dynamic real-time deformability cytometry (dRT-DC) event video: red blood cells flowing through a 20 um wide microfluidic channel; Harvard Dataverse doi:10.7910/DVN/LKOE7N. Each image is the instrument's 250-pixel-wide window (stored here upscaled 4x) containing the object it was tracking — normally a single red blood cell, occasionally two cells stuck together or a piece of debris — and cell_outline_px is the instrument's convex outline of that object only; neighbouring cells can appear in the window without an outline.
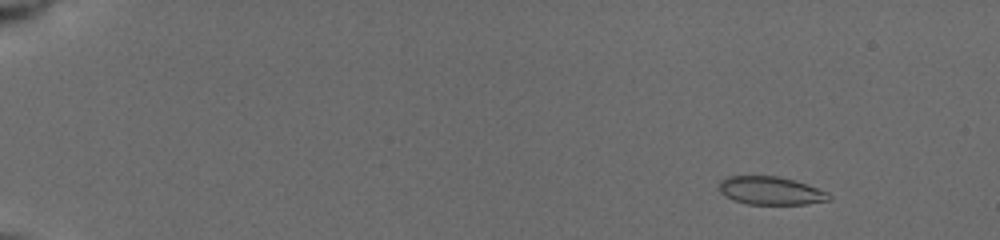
{"species": "common noctule bat (a hibernating species)", "species_latin": "Nyctalus noctula", "temperature_condition": "cold", "stored_images_in_passage": 7, "camera_frame_rate_fps": 3000, "um_per_image_px": 0.085, "animal": {"sex": "female", "body_mass_g": 19.5, "forearm_length_mm": 54.1}, "frame": {"image": 1, "passage_image": 2, "time_ms": 1.0, "image_size_px": [1000, 240], "cell_outline_px": [[832, 200], [804, 204], [748, 204], [732, 200], [724, 196], [720, 192], [720, 180], [728, 176], [776, 176], [808, 184], [828, 192], [832, 196]], "centroid_in_image_um": [65.52, 16.21], "position_along_channel_um": 19.5, "area_um2": 18.09}}